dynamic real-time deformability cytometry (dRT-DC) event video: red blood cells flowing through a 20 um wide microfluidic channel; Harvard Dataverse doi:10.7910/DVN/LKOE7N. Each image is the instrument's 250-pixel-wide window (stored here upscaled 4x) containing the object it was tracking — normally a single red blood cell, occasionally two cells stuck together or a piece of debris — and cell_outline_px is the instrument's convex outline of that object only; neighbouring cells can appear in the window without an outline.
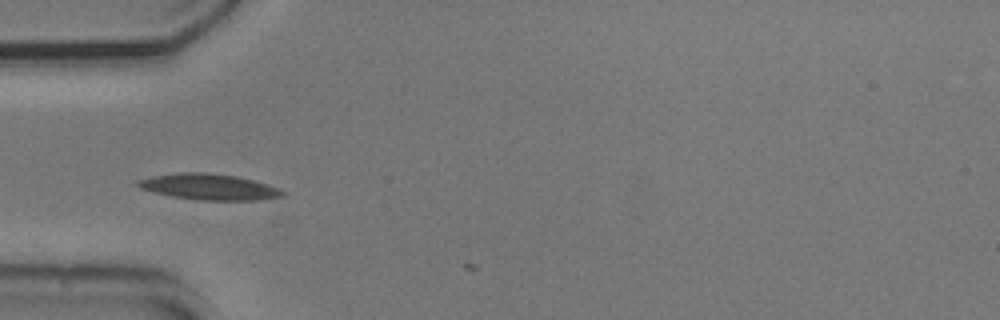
{"species": "common noctule bat (a hibernating species)", "species_latin": "Nyctalus noctula", "temperature_condition": "cold", "stored_images_in_passage": 4, "camera_frame_rate_fps": 3000, "um_per_image_px": 0.085, "animal": {"sex": "male", "body_mass_g": 20.5, "forearm_length_mm": 52.5}, "frame": {"image": 1, "passage_image": 3, "time_ms": 0.667, "image_size_px": [1000, 320], "cell_outline_px": [[288, 192], [284, 196], [256, 200], [200, 200], [172, 196], [140, 188], [136, 184], [136, 180], [152, 176], [176, 172], [204, 172], [236, 176], [256, 180], [280, 188]], "centroid_in_image_um": [17.82, 15.87], "position_along_channel_um": 67.2, "area_um2": 22.02}}